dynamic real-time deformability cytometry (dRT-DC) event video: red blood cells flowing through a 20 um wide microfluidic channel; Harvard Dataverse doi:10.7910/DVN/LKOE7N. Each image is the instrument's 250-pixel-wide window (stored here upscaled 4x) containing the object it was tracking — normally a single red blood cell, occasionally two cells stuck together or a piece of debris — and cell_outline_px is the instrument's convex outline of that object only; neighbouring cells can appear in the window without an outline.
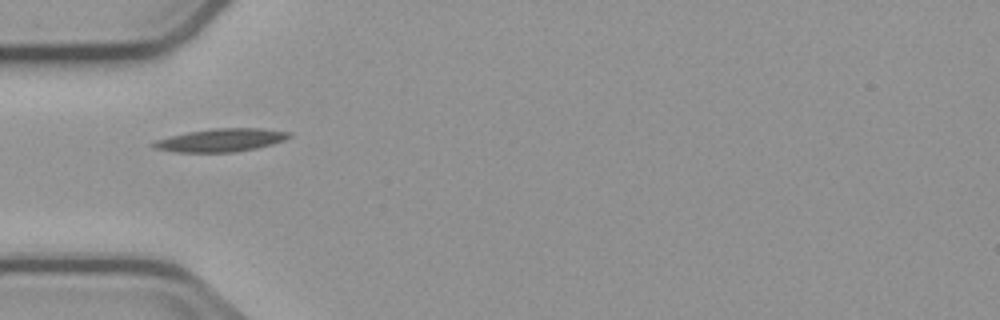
{"species": "common noctule bat (a hibernating species)", "species_latin": "Nyctalus noctula", "temperature_condition": "cold", "stored_images_in_passage": 1, "camera_frame_rate_fps": 3000, "um_per_image_px": 0.085, "animal": {"sex": "male", "body_mass_g": 23.1, "forearm_length_mm": 52.7}, "frame": {"image": 1, "passage_image": 1, "time_ms": 0.0, "image_size_px": [1000, 320], "cell_outline_px": [[292, 136], [284, 140], [272, 144], [256, 148], [232, 152], [176, 152], [152, 148], [148, 144], [156, 140], [188, 132], [212, 128], [260, 128], [292, 132]], "centroid_in_image_um": [18.77, 11.91], "position_along_channel_um": 66.2, "area_um2": 18.26}}